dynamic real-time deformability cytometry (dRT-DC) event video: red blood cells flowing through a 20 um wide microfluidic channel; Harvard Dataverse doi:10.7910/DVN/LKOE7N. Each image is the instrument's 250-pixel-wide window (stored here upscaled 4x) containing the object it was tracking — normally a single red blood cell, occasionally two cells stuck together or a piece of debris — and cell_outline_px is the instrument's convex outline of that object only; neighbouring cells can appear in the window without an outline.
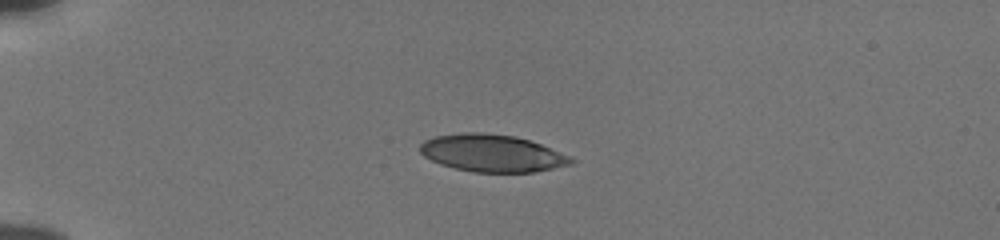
{"species": "human", "species_latin": "Homo sapiens", "temperature_condition": "cold", "stored_images_in_passage": 41, "camera_frame_rate_fps": 3000, "um_per_image_px": 0.085, "donor": {"sex": "male"}, "frame": {"image": 1, "passage_image": 1, "time_ms": 0.0, "image_size_px": [1000, 240], "cell_outline_px": [[576, 160], [572, 164], [532, 172], [472, 172], [440, 164], [424, 156], [420, 152], [420, 144], [424, 140], [436, 136], [464, 132], [484, 132], [516, 136], [540, 144], [572, 156]], "centroid_in_image_um": [41.84, 13.01], "position_along_channel_um": 43.2, "area_um2": 32.83}}
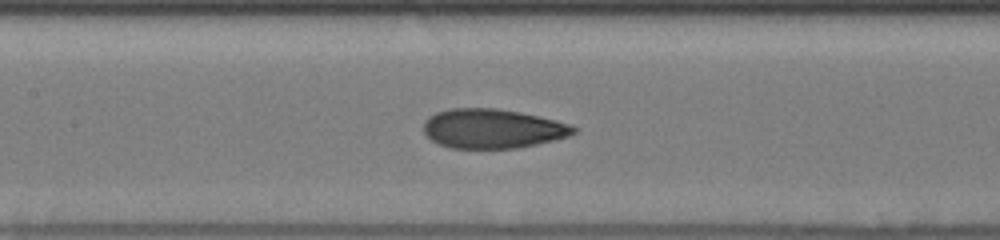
{"frame": {"image": 2, "passage_image": 14, "time_ms": 4.333, "image_size_px": [1000, 240], "cell_outline_px": [[580, 128], [576, 132], [568, 136], [536, 144], [516, 148], [452, 148], [440, 144], [432, 140], [424, 132], [424, 120], [428, 116], [436, 112], [448, 108], [496, 108], [520, 112], [556, 120], [572, 124]], "centroid_in_image_um": [41.88, 10.92], "position_along_channel_um": 165.5, "area_um2": 34.51}}
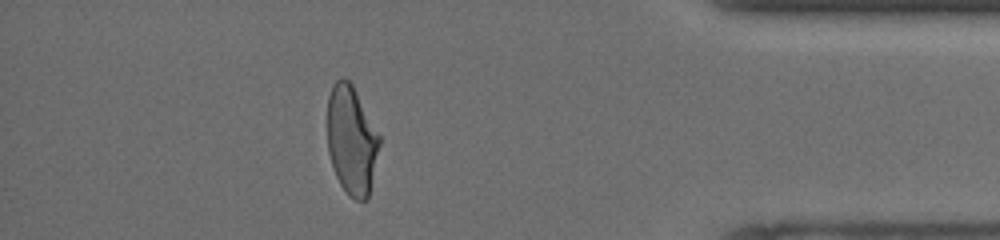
{"frame": {"image": 3, "passage_image": 35, "time_ms": 11.333, "image_size_px": [1000, 240], "cell_outline_px": [[380, 144], [368, 196], [364, 200], [356, 200], [348, 196], [340, 184], [336, 176], [328, 152], [328, 96], [332, 84], [340, 76], [344, 76], [352, 84], [380, 136]], "centroid_in_image_um": [29.87, 11.89], "position_along_channel_um": 405.3, "area_um2": 32.83}, "authors_computed_cell_mechanics": {"area_um2": 34.6222, "velocity_mm_per_s": 3.8548, "shape_relaxation_time_tau1_ms": 6.2389, "shape_relaxation_time_tau2_ms": 1.2302, "deformation_change_tau1": 0.2023, "deformation_change_tau2": 0.0779}}